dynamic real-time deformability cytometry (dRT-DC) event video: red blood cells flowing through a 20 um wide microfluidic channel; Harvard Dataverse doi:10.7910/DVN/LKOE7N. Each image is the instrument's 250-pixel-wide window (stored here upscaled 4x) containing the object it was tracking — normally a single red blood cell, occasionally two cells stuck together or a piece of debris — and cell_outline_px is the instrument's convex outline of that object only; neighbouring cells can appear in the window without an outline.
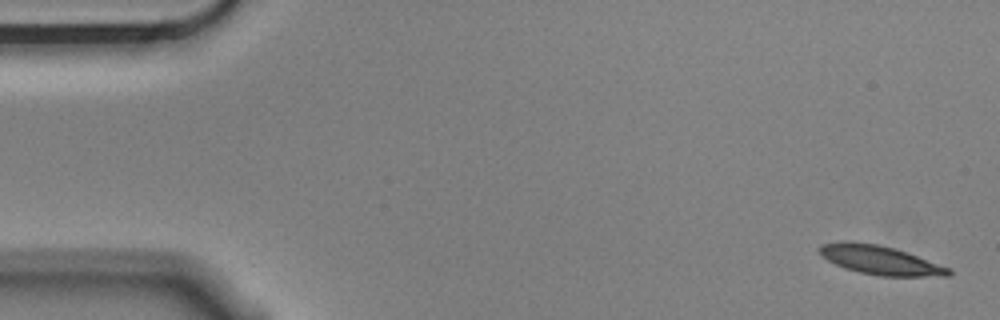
{"species": "Egyptian fruit bat (a non-hibernating species)", "species_latin": "Rousettus aegyptiacus", "temperature_condition": "cold", "stored_images_in_passage": 4, "camera_frame_rate_fps": 3000, "um_per_image_px": 0.085, "animal": {"sex": "male"}, "frame": {"image": 1, "passage_image": 1, "time_ms": 0.0, "image_size_px": [1000, 320], "cell_outline_px": [[952, 272], [948, 276], [880, 276], [860, 272], [844, 268], [820, 256], [820, 244], [844, 240], [876, 244], [892, 248], [952, 268]], "centroid_in_image_um": [74.79, 22.11], "position_along_channel_um": 10.2, "area_um2": 21.56}}